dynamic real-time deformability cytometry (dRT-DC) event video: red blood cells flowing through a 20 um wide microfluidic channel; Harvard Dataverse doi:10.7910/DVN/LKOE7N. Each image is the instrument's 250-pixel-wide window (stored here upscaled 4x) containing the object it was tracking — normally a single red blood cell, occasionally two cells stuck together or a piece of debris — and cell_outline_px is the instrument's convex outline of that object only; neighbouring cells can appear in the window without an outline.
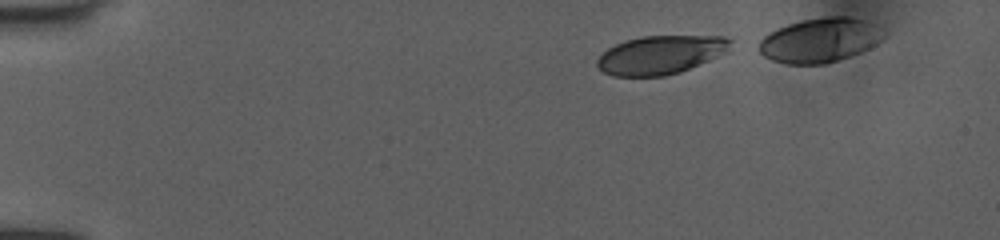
{"species": "human", "species_latin": "Homo sapiens", "temperature_condition": "room temperature", "stored_images_in_passage": 41, "camera_frame_rate_fps": 3000, "um_per_image_px": 0.085, "donor": {"sex": "female"}, "frame": {"image": 1, "passage_image": 4, "time_ms": 1.0, "image_size_px": [1000, 240], "cell_outline_px": [[732, 40], [728, 52], [680, 72], [664, 76], [612, 76], [604, 72], [596, 64], [596, 60], [608, 48], [624, 40], [644, 36], [724, 36]], "centroid_in_image_um": [56.16, 4.66], "position_along_channel_um": 28.8, "area_um2": 29.88}}
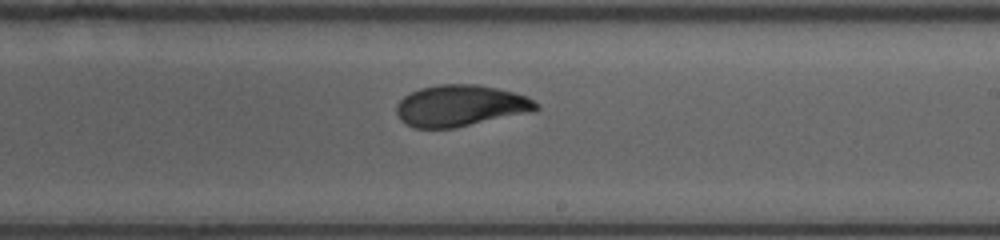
{"frame": {"image": 2, "passage_image": 27, "time_ms": 8.667, "image_size_px": [1000, 240], "cell_outline_px": [[540, 108], [532, 112], [456, 128], [416, 128], [404, 124], [400, 120], [396, 112], [396, 104], [404, 96], [420, 88], [440, 84], [476, 84], [496, 88], [528, 96], [540, 104]], "centroid_in_image_um": [39.15, 8.99], "position_along_channel_um": 249.8, "area_um2": 33.99}}
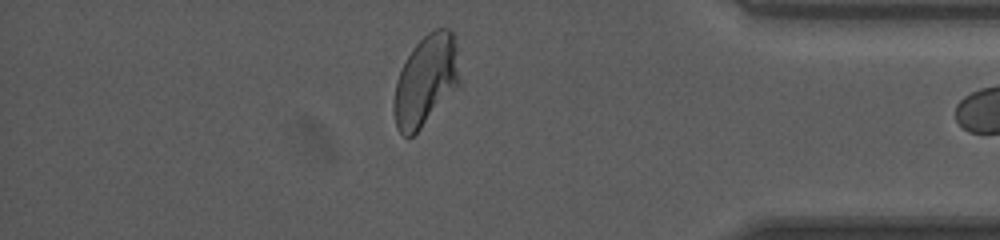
{"frame": {"image": 3, "passage_image": 40, "time_ms": 13.0, "image_size_px": [1000, 240], "cell_outline_px": [[460, 84], [420, 128], [408, 140], [396, 128], [392, 108], [392, 104], [396, 80], [408, 56], [416, 44], [428, 32], [436, 28], [448, 28], [452, 32], [456, 44], [460, 80]], "centroid_in_image_um": [36.17, 6.86], "position_along_channel_um": 399.0, "area_um2": 34.62}}